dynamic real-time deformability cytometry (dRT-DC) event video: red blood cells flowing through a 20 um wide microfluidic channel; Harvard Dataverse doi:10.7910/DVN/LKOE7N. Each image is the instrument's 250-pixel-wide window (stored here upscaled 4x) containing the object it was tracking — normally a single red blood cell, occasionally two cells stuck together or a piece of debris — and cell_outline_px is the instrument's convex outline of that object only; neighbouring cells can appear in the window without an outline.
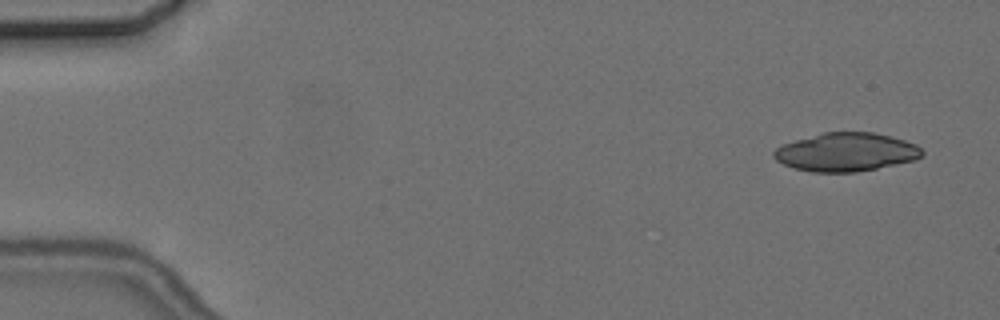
{"species": "common noctule bat (a hibernating species)", "species_latin": "Nyctalus noctula", "temperature_condition": "cold", "stored_images_in_passage": 5, "camera_frame_rate_fps": 3000, "um_per_image_px": 0.085, "animal": {"sex": "female", "body_mass_g": 24.6, "forearm_length_mm": 56.2}, "frame": {"image": 1, "passage_image": 1, "time_ms": 0.0, "image_size_px": [1000, 320], "cell_outline_px": [[924, 156], [916, 160], [856, 172], [812, 172], [792, 168], [776, 160], [772, 156], [772, 152], [776, 148], [784, 144], [796, 140], [824, 132], [872, 132], [892, 136], [916, 144], [924, 152]], "centroid_in_image_um": [71.93, 12.93], "position_along_channel_um": 13.1, "area_um2": 33.29}}